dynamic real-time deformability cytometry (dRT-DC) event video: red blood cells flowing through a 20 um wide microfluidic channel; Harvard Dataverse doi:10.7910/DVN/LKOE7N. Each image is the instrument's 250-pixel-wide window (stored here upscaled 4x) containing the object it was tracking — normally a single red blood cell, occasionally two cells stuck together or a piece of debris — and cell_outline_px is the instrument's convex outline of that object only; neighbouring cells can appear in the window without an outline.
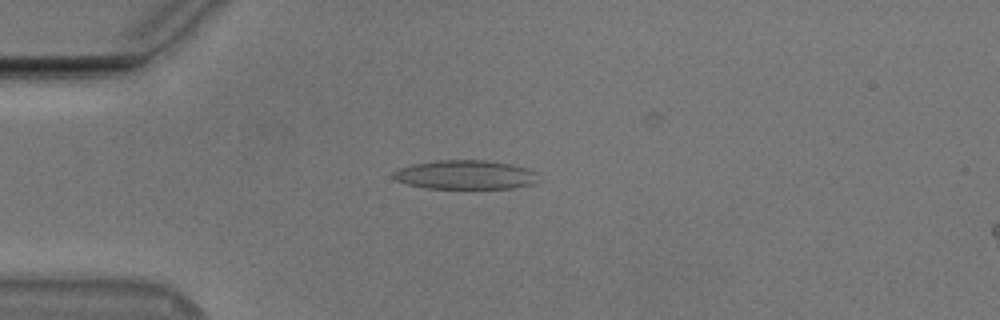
{"species": "Egyptian fruit bat (a non-hibernating species)", "species_latin": "Rousettus aegyptiacus", "temperature_condition": "cold", "stored_images_in_passage": 53, "camera_frame_rate_fps": 3000, "um_per_image_px": 0.085, "animal": {"sex": "male"}, "frame": {"image": 1, "passage_image": 13, "time_ms": 4.0, "image_size_px": [1000, 320], "cell_outline_px": [[536, 172], [532, 184], [512, 188], [424, 188], [408, 184], [396, 180], [392, 176], [392, 172], [400, 168], [412, 164], [436, 160], [484, 160], [508, 164], [524, 168]], "centroid_in_image_um": [39.46, 14.85], "position_along_channel_um": 45.5, "area_um2": 24.16}}
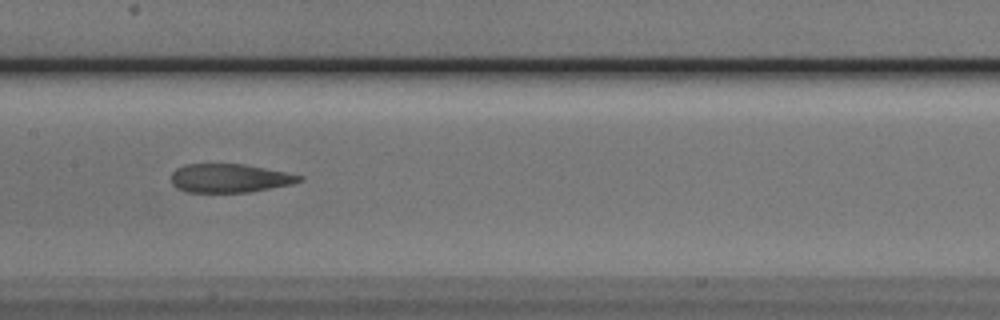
{"frame": {"image": 2, "passage_image": 26, "time_ms": 8.333, "image_size_px": [1000, 320], "cell_outline_px": [[304, 180], [292, 184], [248, 192], [188, 192], [176, 188], [172, 184], [172, 172], [176, 168], [188, 164], [244, 164], [304, 176]], "centroid_in_image_um": [19.51, 15.15], "position_along_channel_um": 187.9, "area_um2": 21.27}}
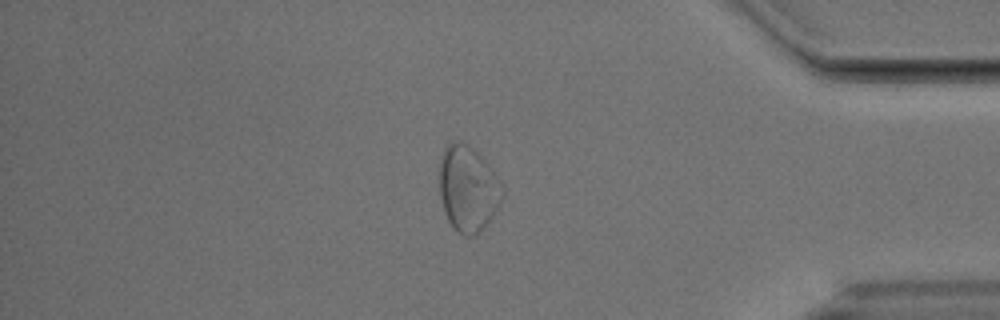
{"frame": {"image": 3, "passage_image": 45, "time_ms": 14.667, "image_size_px": [1000, 320], "cell_outline_px": [[500, 200], [496, 212], [480, 232], [476, 236], [464, 236], [456, 232], [452, 228], [444, 212], [440, 196], [440, 164], [444, 148], [452, 140], [460, 140], [468, 144], [488, 164], [492, 172], [500, 196]], "centroid_in_image_um": [39.7, 16.07], "position_along_channel_um": 395.5, "area_um2": 30.75}, "authors_computed_cell_mechanics": {"area_um2": 24.3338, "velocity_mm_per_s": 3.7459, "shape_relaxation_time_tau1_ms": null, "shape_relaxation_time_tau2_ms": 2.0667, "deformation_change_tau1": null, "deformation_change_tau2": 0.0781}}